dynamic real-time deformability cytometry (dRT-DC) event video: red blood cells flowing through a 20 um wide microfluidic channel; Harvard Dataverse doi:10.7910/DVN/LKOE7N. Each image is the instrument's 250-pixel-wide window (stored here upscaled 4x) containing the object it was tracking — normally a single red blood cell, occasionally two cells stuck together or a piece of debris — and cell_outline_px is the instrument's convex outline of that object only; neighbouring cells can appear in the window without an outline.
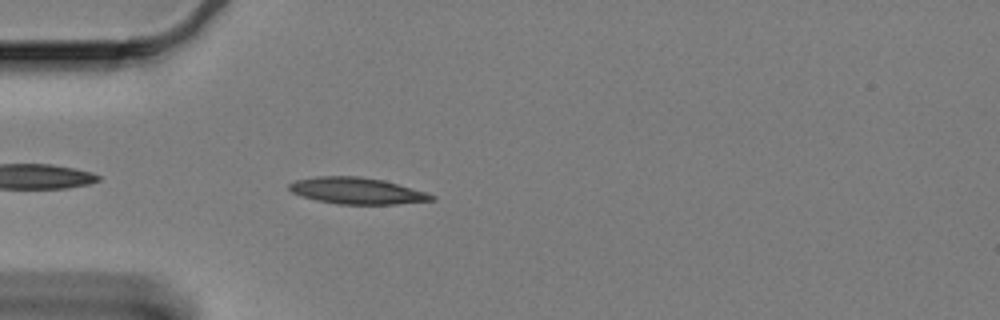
{"species": "Egyptian fruit bat (a non-hibernating species)", "species_latin": "Rousettus aegyptiacus", "temperature_condition": "cold", "stored_images_in_passage": 47, "camera_frame_rate_fps": 3000, "um_per_image_px": 0.085, "animal": {"sex": "female"}, "frame": {"image": 1, "passage_image": 4, "time_ms": 1.0, "image_size_px": [1000, 320], "cell_outline_px": [[436, 200], [396, 204], [340, 204], [316, 200], [292, 192], [288, 188], [288, 184], [296, 180], [316, 176], [360, 176], [384, 180], [424, 192], [436, 196]], "centroid_in_image_um": [30.33, 16.21], "position_along_channel_um": 54.7, "area_um2": 21.79}}
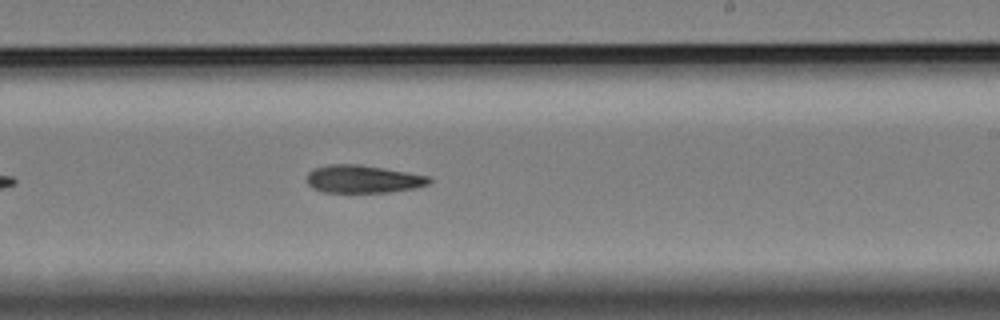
{"frame": {"image": 2, "passage_image": 23, "time_ms": 7.333, "image_size_px": [1000, 320], "cell_outline_px": [[432, 180], [428, 184], [416, 188], [388, 192], [324, 192], [312, 188], [308, 184], [308, 172], [312, 168], [332, 164], [356, 164], [384, 168], [432, 176]], "centroid_in_image_um": [30.88, 15.22], "position_along_channel_um": 258.1, "area_um2": 19.88}}
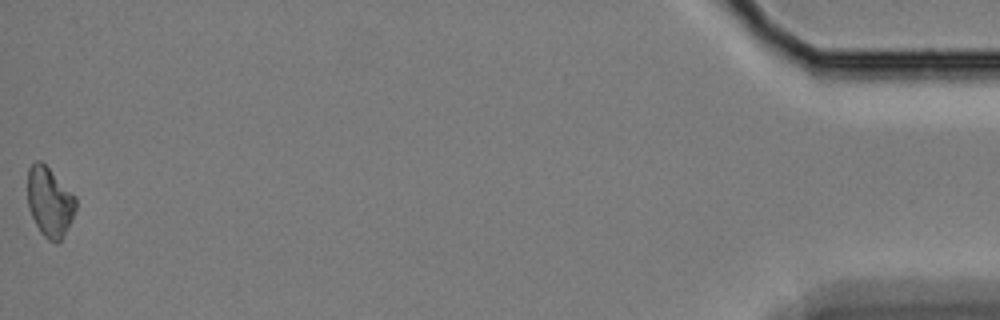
{"frame": {"image": 3, "passage_image": 47, "time_ms": 15.333, "image_size_px": [1000, 320], "cell_outline_px": [[76, 208], [72, 220], [64, 236], [56, 244], [48, 240], [40, 232], [28, 208], [28, 168], [36, 160], [40, 160], [76, 196]], "centroid_in_image_um": [4.23, 17.19], "position_along_channel_um": 431.0, "area_um2": 19.54}}